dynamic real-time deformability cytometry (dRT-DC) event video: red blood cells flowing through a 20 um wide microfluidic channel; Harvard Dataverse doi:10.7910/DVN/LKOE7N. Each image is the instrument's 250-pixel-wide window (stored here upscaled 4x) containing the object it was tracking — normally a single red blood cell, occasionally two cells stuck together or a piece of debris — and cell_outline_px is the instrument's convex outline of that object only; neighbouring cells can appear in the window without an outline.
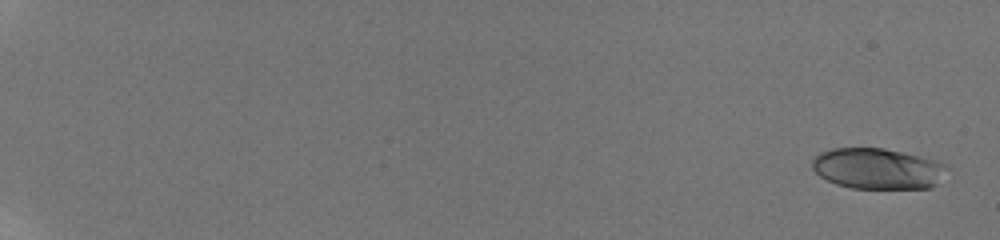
{"species": "human", "species_latin": "Homo sapiens", "temperature_condition": "room temperature", "stored_images_in_passage": 40, "camera_frame_rate_fps": 3000, "um_per_image_px": 0.085, "donor": {"sex": "male"}, "frame": {"image": 1, "passage_image": 1, "time_ms": 0.0, "image_size_px": [1000, 240], "cell_outline_px": [[948, 168], [936, 184], [928, 188], [852, 188], [836, 184], [820, 176], [812, 168], [812, 160], [820, 152], [832, 148], [884, 148], [940, 160], [948, 164]], "centroid_in_image_um": [74.62, 14.32], "position_along_channel_um": 10.4, "area_um2": 32.19}}
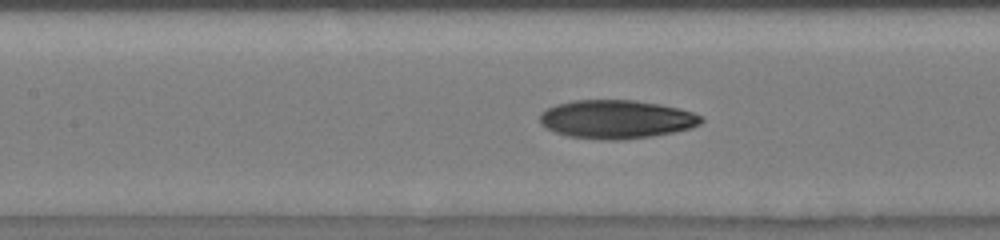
{"frame": {"image": 2, "passage_image": 18, "time_ms": 10.0, "image_size_px": [1000, 240], "cell_outline_px": [[704, 120], [700, 124], [692, 128], [652, 136], [624, 140], [600, 140], [568, 136], [544, 128], [540, 124], [540, 112], [556, 104], [572, 100], [632, 100], [660, 104], [680, 108], [704, 116]], "centroid_in_image_um": [52.39, 10.14], "position_along_channel_um": 155.0, "area_um2": 36.59}}
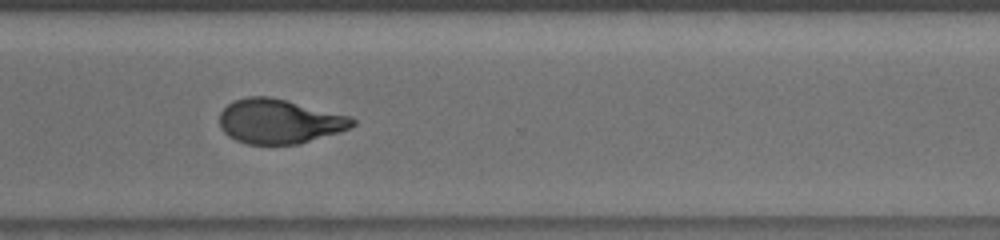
{"frame": {"image": 3, "passage_image": 33, "time_ms": 15.0, "image_size_px": [1000, 240], "cell_outline_px": [[356, 124], [348, 128], [300, 144], [248, 144], [236, 140], [228, 136], [220, 128], [220, 112], [232, 100], [248, 96], [268, 96], [352, 116], [356, 120]], "centroid_in_image_um": [23.71, 10.31], "position_along_channel_um": 346.9, "area_um2": 34.33}, "authors_computed_cell_mechanics": {"area_um2": 34.7956, "velocity_mm_per_s": 3.8452, "shape_relaxation_time_tau1_ms": 6.6443, "shape_relaxation_time_tau2_ms": 2.1522, "deformation_change_tau1": 0.2267, "deformation_change_tau2": 0.0857}}